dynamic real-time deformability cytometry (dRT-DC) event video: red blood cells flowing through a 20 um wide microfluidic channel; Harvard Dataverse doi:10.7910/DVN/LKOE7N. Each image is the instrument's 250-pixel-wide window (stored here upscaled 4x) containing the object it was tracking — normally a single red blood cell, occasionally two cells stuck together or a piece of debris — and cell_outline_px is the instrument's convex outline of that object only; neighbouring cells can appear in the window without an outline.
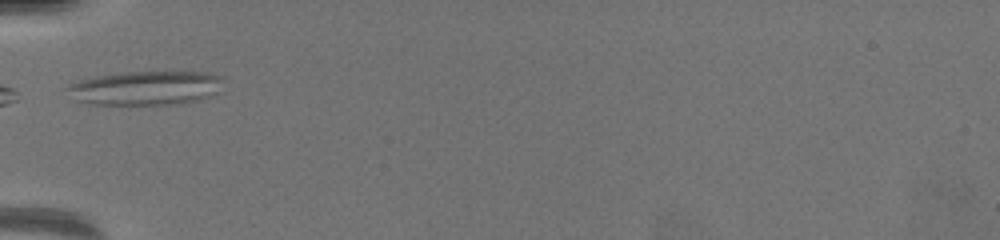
{"species": "common noctule bat (a hibernating species)", "species_latin": "Nyctalus noctula", "temperature_condition": "warm", "stored_images_in_passage": 7, "camera_frame_rate_fps": 3000, "um_per_image_px": 0.085, "animal": {"sex": "female", "body_mass_g": 19.5, "forearm_length_mm": 54.1}, "frame": {"image": 1, "passage_image": 1, "time_ms": 0.0, "image_size_px": [1000, 240], "cell_outline_px": [[220, 80], [212, 96], [200, 100], [184, 104], [88, 104], [76, 100], [64, 88], [68, 84], [80, 80], [96, 76], [124, 72], [204, 72], [220, 76]], "centroid_in_image_um": [12.31, 7.49], "position_along_channel_um": 72.7, "area_um2": 30.75}}